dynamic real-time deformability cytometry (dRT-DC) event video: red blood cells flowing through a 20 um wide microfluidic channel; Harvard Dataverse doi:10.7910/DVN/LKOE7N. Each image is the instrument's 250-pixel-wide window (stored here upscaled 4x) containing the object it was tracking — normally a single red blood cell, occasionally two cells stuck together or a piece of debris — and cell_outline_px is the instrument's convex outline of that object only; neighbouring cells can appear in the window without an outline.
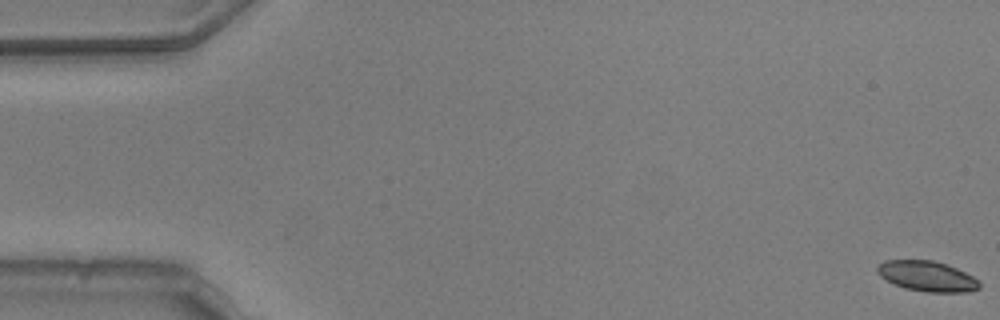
{"species": "common noctule bat (a hibernating species)", "species_latin": "Nyctalus noctula", "temperature_condition": "warm", "stored_images_in_passage": 55, "camera_frame_rate_fps": 3000, "um_per_image_px": 0.085, "animal": {"sex": "male", "body_mass_g": 20.5, "forearm_length_mm": 52.5}, "frame": {"image": 1, "passage_image": 1, "time_ms": 0.0, "image_size_px": [1000, 320], "cell_outline_px": [[980, 288], [968, 292], [924, 292], [904, 288], [880, 276], [876, 268], [884, 260], [932, 260], [956, 268], [980, 280]], "centroid_in_image_um": [78.83, 23.48], "position_along_channel_um": 6.2, "area_um2": 17.92}}
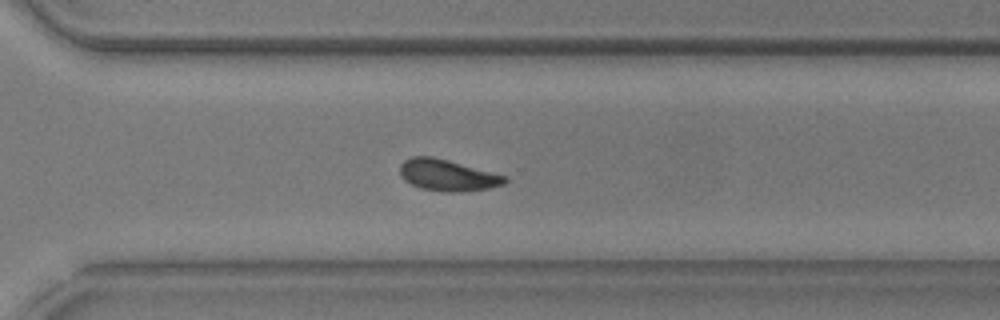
{"frame": {"image": 2, "passage_image": 39, "time_ms": 12.667, "image_size_px": [1000, 320], "cell_outline_px": [[508, 180], [504, 184], [488, 188], [460, 192], [440, 192], [420, 188], [404, 180], [400, 176], [400, 164], [404, 160], [412, 156], [432, 156], [448, 160], [508, 176]], "centroid_in_image_um": [38.03, 14.89], "position_along_channel_um": 332.6, "area_um2": 19.36}}
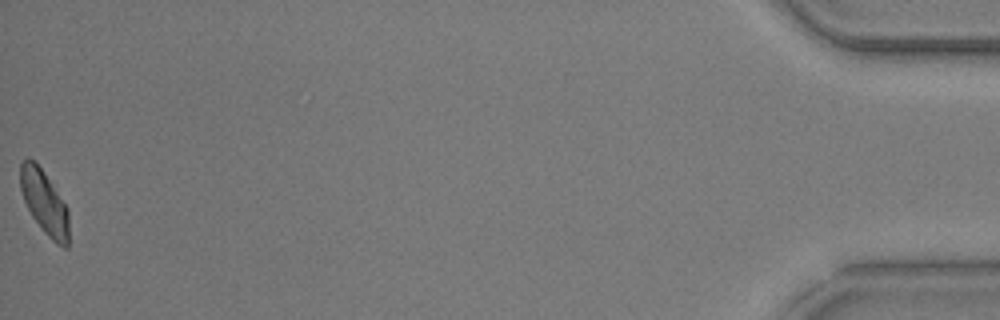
{"frame": {"image": 3, "passage_image": 55, "time_ms": 18.0, "image_size_px": [1000, 320], "cell_outline_px": [[68, 248], [64, 248], [56, 244], [44, 232], [32, 216], [24, 200], [20, 188], [20, 164], [28, 156], [40, 168], [68, 208]], "centroid_in_image_um": [3.77, 17.24], "position_along_channel_um": 431.4, "area_um2": 17.74}, "authors_computed_cell_mechanics": {"area_um2": 19.074, "velocity_mm_per_s": 3.7495, "shape_relaxation_time_tau1_ms": 3.6394, "shape_relaxation_time_tau2_ms": 4.224, "deformation_change_tau1": 0.1389, "deformation_change_tau2": 0.0992}}